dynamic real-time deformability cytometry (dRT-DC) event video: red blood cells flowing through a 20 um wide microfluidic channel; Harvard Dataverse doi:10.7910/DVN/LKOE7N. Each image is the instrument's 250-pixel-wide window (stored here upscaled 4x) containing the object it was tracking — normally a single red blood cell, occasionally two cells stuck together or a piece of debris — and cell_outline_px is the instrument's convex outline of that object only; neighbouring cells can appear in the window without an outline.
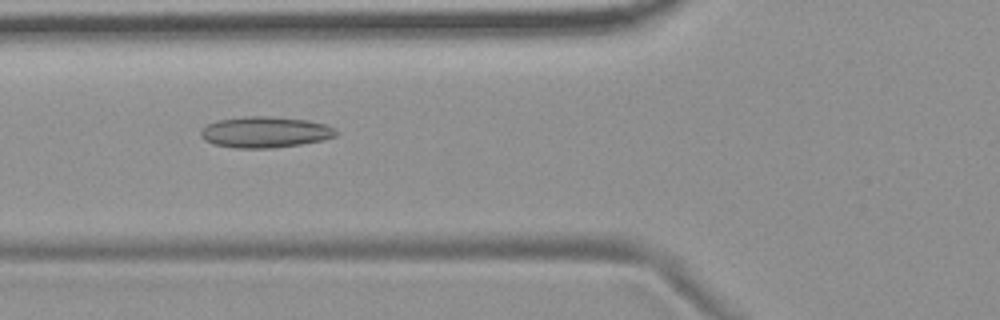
{"species": "common noctule bat (a hibernating species)", "species_latin": "Nyctalus noctula", "temperature_condition": "room temperature", "stored_images_in_passage": 38, "camera_frame_rate_fps": 3000, "um_per_image_px": 0.085, "animal": {"sex": "female", "body_mass_g": 19.9}, "frame": {"image": 1, "passage_image": 4, "time_ms": 1.0, "image_size_px": [1000, 320], "cell_outline_px": [[336, 136], [324, 140], [300, 144], [272, 148], [232, 148], [212, 144], [204, 140], [200, 136], [200, 128], [216, 120], [244, 116], [272, 116], [308, 120], [324, 124], [332, 128], [336, 132]], "centroid_in_image_um": [22.46, 11.23], "position_along_channel_um": 103.3, "area_um2": 24.68}}
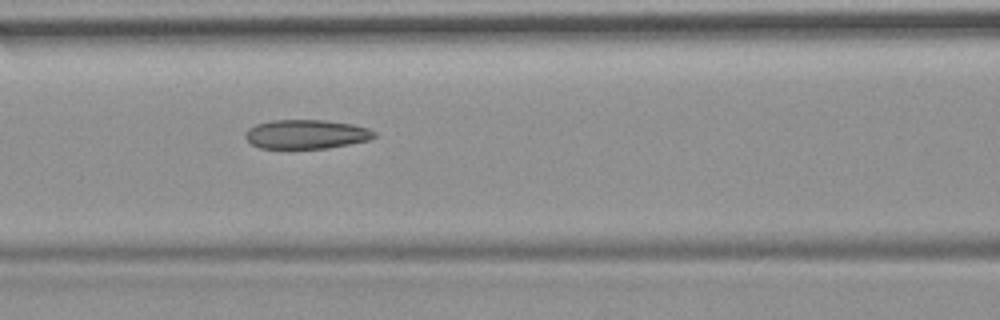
{"frame": {"image": 2, "passage_image": 7, "time_ms": 2.0, "image_size_px": [1000, 320], "cell_outline_px": [[376, 136], [368, 140], [328, 148], [260, 148], [252, 144], [244, 136], [244, 132], [248, 128], [256, 124], [272, 120], [324, 120], [352, 124], [368, 128], [376, 132]], "centroid_in_image_um": [26.01, 11.4], "position_along_channel_um": 140.6, "area_um2": 21.85}}
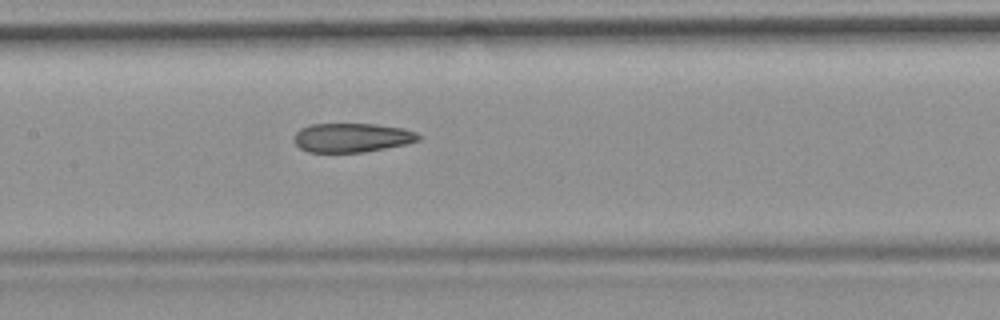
{"frame": {"image": 3, "passage_image": 10, "time_ms": 3.0, "image_size_px": [1000, 320], "cell_outline_px": [[420, 140], [404, 144], [364, 152], [308, 152], [300, 148], [292, 140], [292, 136], [300, 128], [308, 124], [376, 124], [400, 128], [416, 132], [420, 136]], "centroid_in_image_um": [29.84, 11.69], "position_along_channel_um": 177.6, "area_um2": 21.1}, "authors_computed_cell_mechanics": {"area_um2": 22.1952, "velocity_mm_per_s": 3.7051, "shape_relaxation_time_tau1_ms": null, "shape_relaxation_time_tau2_ms": 3.2792, "deformation_change_tau1": null, "deformation_change_tau2": 0.1266}}